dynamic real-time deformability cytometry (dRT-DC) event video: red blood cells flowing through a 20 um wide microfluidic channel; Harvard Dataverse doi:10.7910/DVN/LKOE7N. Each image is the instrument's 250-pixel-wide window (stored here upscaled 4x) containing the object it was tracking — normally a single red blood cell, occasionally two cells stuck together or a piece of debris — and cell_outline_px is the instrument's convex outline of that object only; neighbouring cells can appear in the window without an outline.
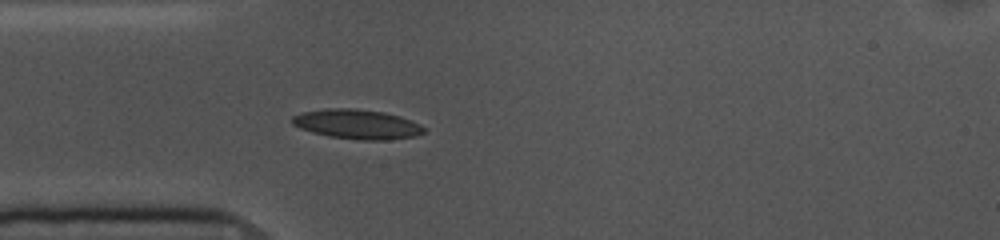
{"species": "common noctule bat (a hibernating species)", "species_latin": "Nyctalus noctula", "temperature_condition": "cold", "stored_images_in_passage": 45, "camera_frame_rate_fps": 3000, "um_per_image_px": 0.085, "animal": {"sex": "female", "body_mass_g": 10.0, "forearm_length_mm": 53.1}, "frame": {"image": 1, "passage_image": 7, "time_ms": 2.0, "image_size_px": [1000, 240], "cell_outline_px": [[424, 132], [412, 136], [388, 140], [360, 140], [328, 136], [312, 132], [300, 128], [292, 124], [292, 116], [300, 112], [324, 108], [356, 108], [384, 112], [400, 116], [412, 120], [420, 124], [424, 128]], "centroid_in_image_um": [30.32, 10.54], "position_along_channel_um": 54.7, "area_um2": 22.83}}
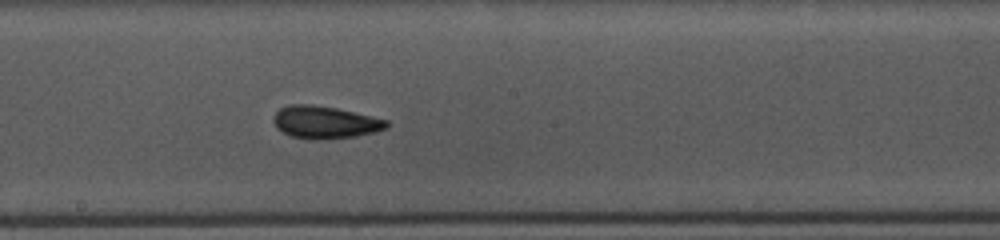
{"frame": {"image": 2, "passage_image": 21, "time_ms": 6.667, "image_size_px": [1000, 240], "cell_outline_px": [[388, 128], [356, 136], [320, 140], [308, 140], [292, 136], [276, 128], [272, 120], [276, 112], [280, 108], [288, 104], [312, 104], [336, 108], [388, 120]], "centroid_in_image_um": [27.58, 10.39], "position_along_channel_um": 220.6, "area_um2": 21.44}}
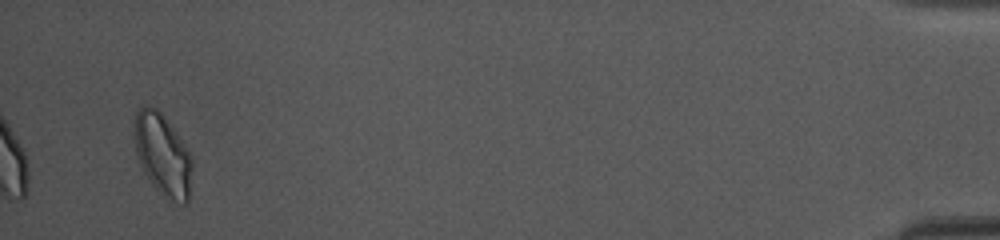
{"frame": {"image": 3, "passage_image": 45, "time_ms": 14.667, "image_size_px": [1000, 240], "cell_outline_px": [[192, 164], [188, 204], [184, 204], [172, 200], [156, 188], [152, 184], [144, 172], [140, 164], [136, 152], [132, 136], [132, 124], [136, 112], [144, 104], [148, 104], [156, 108], [160, 112], [172, 128], [188, 152], [192, 160]], "centroid_in_image_um": [13.77, 13.1], "position_along_channel_um": 421.4, "area_um2": 27.34}, "authors_computed_cell_mechanics": {"area_um2": 21.097, "velocity_mm_per_s": 3.6041, "shape_relaxation_time_tau1_ms": 3.5662, "shape_relaxation_time_tau2_ms": 1.8617, "deformation_change_tau1": 0.0993, "deformation_change_tau2": 0.0685}}